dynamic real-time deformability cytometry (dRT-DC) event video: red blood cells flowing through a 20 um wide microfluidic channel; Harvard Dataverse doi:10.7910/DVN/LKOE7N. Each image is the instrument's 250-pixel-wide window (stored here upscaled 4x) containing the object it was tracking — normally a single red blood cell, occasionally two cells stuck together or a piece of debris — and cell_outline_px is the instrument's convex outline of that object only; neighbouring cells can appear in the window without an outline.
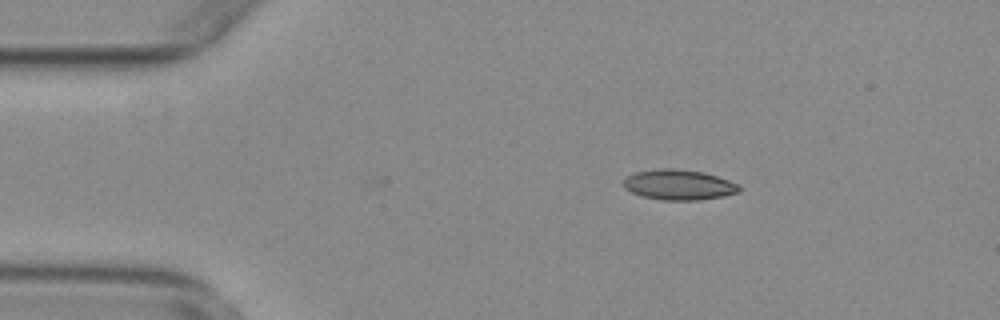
{"species": "common noctule bat (a hibernating species)", "species_latin": "Nyctalus noctula", "temperature_condition": "warm", "stored_images_in_passage": 4, "camera_frame_rate_fps": 3000, "um_per_image_px": 0.085, "animal": {"sex": "female", "body_mass_g": 29.2, "forearm_length_mm": 56.3}, "frame": {"image": 1, "passage_image": 4, "time_ms": 1.0, "image_size_px": [1000, 320], "cell_outline_px": [[740, 192], [724, 196], [700, 200], [664, 200], [640, 196], [624, 188], [624, 180], [628, 176], [636, 172], [660, 168], [676, 168], [704, 172], [740, 184]], "centroid_in_image_um": [57.72, 15.71], "position_along_channel_um": 27.3, "area_um2": 20.52}}